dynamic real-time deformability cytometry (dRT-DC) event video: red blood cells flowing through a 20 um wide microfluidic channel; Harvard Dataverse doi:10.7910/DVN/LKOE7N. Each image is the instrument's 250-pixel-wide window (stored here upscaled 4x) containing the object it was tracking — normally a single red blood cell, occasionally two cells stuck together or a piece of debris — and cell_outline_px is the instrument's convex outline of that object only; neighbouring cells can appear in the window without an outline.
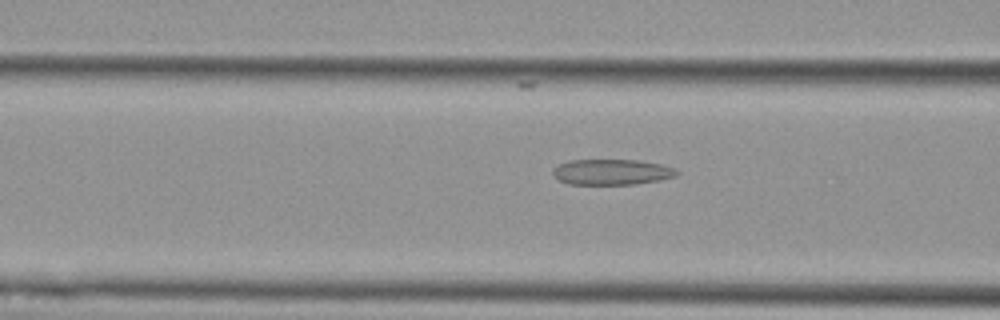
{"species": "Egyptian fruit bat (a non-hibernating species)", "species_latin": "Rousettus aegyptiacus", "temperature_condition": "cold", "stored_images_in_passage": 36, "camera_frame_rate_fps": 3000, "um_per_image_px": 0.085, "animal": {"sex": "female"}, "frame": {"image": 1, "passage_image": 17, "time_ms": 5.333, "image_size_px": [1000, 320], "cell_outline_px": [[680, 172], [676, 176], [660, 180], [636, 184], [568, 184], [560, 180], [552, 172], [552, 168], [556, 164], [568, 160], [640, 160], [660, 164], [676, 168]], "centroid_in_image_um": [52.01, 14.61], "position_along_channel_um": 114.6, "area_um2": 18.67}}
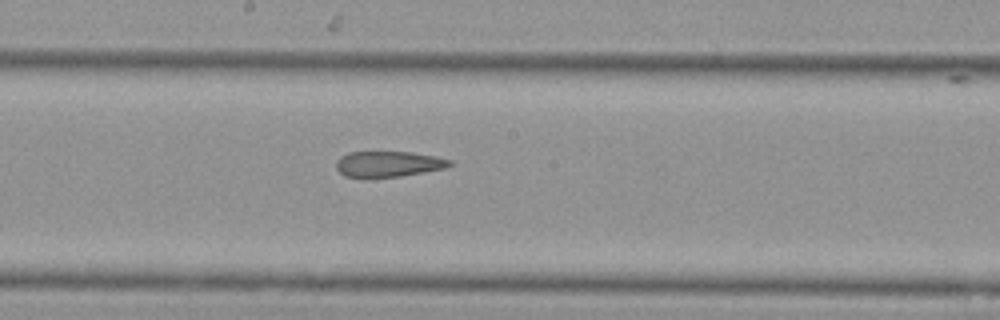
{"frame": {"image": 2, "passage_image": 25, "time_ms": 8.0, "image_size_px": [1000, 320], "cell_outline_px": [[452, 164], [448, 168], [400, 176], [344, 176], [336, 168], [336, 160], [340, 156], [348, 152], [412, 152], [436, 156], [452, 160]], "centroid_in_image_um": [33.05, 13.92], "position_along_channel_um": 215.2, "area_um2": 16.88}}
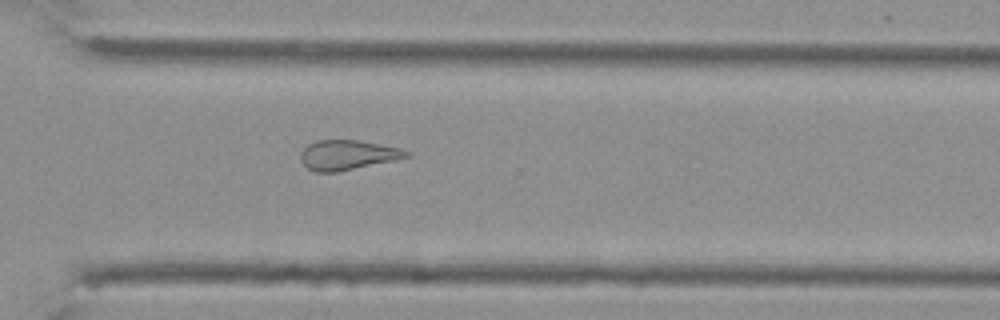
{"frame": {"image": 3, "passage_image": 35, "time_ms": 11.333, "image_size_px": [1000, 320], "cell_outline_px": [[412, 156], [400, 160], [336, 172], [316, 172], [308, 168], [300, 160], [300, 152], [308, 144], [316, 140], [360, 140], [400, 148], [412, 152]], "centroid_in_image_um": [29.61, 13.17], "position_along_channel_um": 341.0, "area_um2": 18.73}}